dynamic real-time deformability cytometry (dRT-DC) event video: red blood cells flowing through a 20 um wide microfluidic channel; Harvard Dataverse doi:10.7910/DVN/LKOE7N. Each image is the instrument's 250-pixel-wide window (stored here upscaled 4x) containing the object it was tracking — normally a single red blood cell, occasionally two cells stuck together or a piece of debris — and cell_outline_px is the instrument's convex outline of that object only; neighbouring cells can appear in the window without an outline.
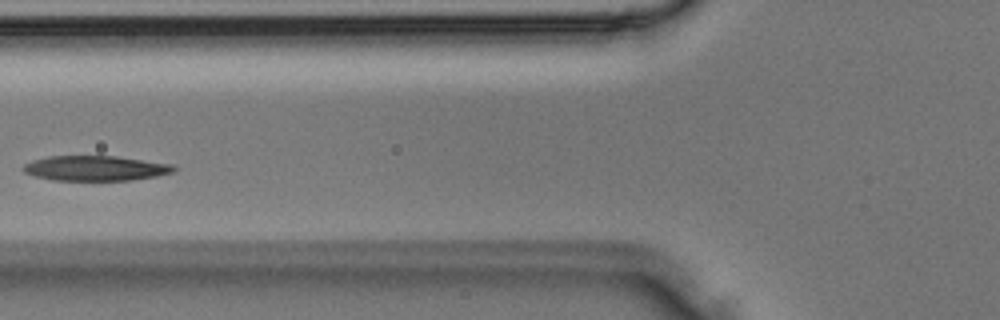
{"species": "Egyptian fruit bat (a non-hibernating species)", "species_latin": "Rousettus aegyptiacus", "temperature_condition": "room temperature", "stored_images_in_passage": 36, "camera_frame_rate_fps": 3000, "um_per_image_px": 0.085, "animal": {"sex": "male"}, "frame": {"image": 1, "passage_image": 13, "time_ms": 4.0, "image_size_px": [1000, 320], "cell_outline_px": [[176, 168], [172, 172], [156, 176], [132, 180], [52, 180], [36, 176], [24, 172], [20, 168], [24, 164], [32, 160], [48, 156], [116, 156], [172, 164]], "centroid_in_image_um": [8.07, 14.29], "position_along_channel_um": 117.7, "area_um2": 21.91}}
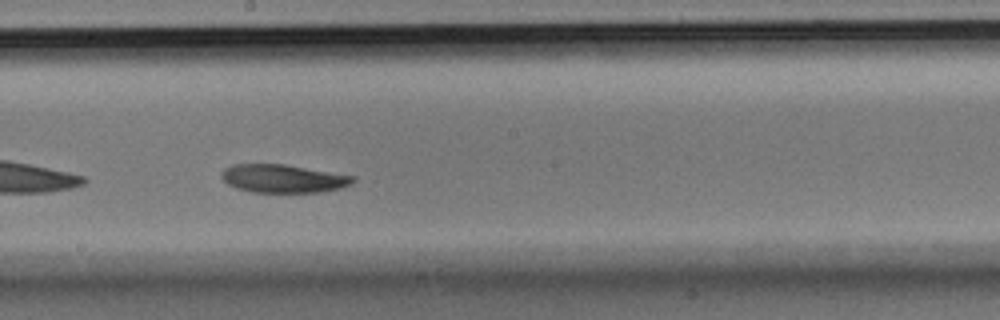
{"frame": {"image": 2, "passage_image": 19, "time_ms": 6.0, "image_size_px": [1000, 320], "cell_outline_px": [[356, 180], [352, 184], [340, 188], [320, 192], [252, 192], [236, 188], [228, 184], [220, 176], [220, 172], [224, 168], [232, 164], [284, 164], [356, 176]], "centroid_in_image_um": [24.06, 15.17], "position_along_channel_um": 224.1, "area_um2": 21.73}}
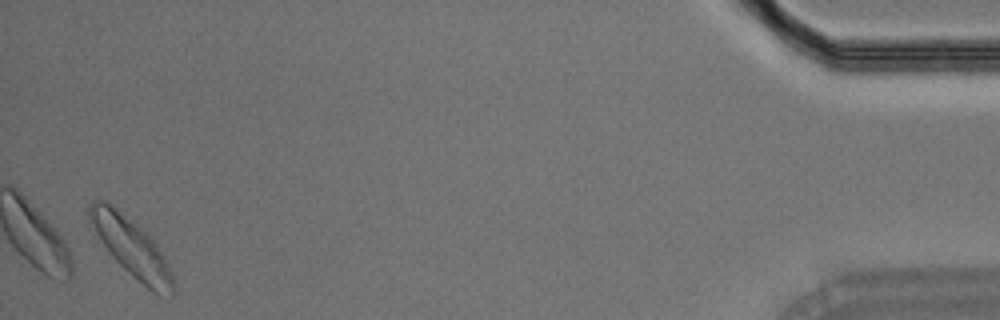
{"frame": {"image": 3, "passage_image": 35, "time_ms": 11.333, "image_size_px": [1000, 320], "cell_outline_px": [[176, 292], [172, 296], [152, 292], [132, 276], [112, 256], [88, 220], [88, 208], [92, 200], [108, 200], [152, 236], [164, 256], [172, 272], [176, 288]], "centroid_in_image_um": [11.21, 21.01], "position_along_channel_um": 424.0, "area_um2": 28.73}}